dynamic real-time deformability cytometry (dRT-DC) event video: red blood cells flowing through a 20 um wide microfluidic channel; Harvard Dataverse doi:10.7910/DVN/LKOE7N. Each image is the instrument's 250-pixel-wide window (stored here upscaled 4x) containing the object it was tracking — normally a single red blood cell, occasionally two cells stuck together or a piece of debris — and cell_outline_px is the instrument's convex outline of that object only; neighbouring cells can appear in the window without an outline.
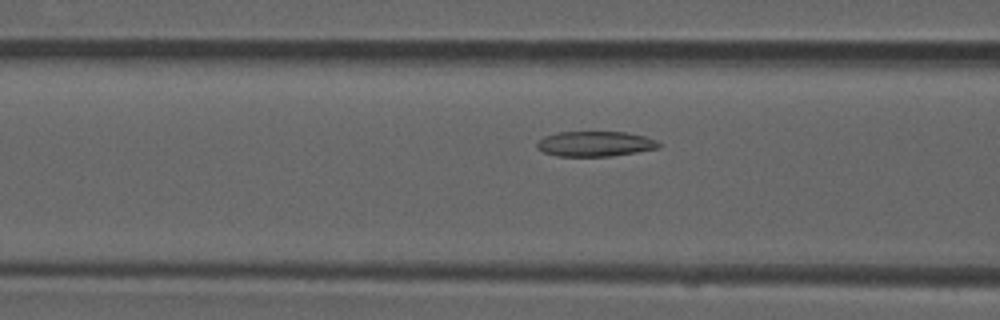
{"species": "common noctule bat (a hibernating species)", "species_latin": "Nyctalus noctula", "temperature_condition": "room temperature", "stored_images_in_passage": 46, "camera_frame_rate_fps": 3000, "um_per_image_px": 0.085, "animal": {"sex": "male", "forearm_length_mm": 52.5}, "frame": {"image": 1, "passage_image": 14, "time_ms": 4.333, "image_size_px": [1000, 320], "cell_outline_px": [[660, 148], [612, 156], [556, 156], [544, 152], [536, 148], [536, 144], [544, 136], [560, 132], [624, 132], [644, 136], [656, 140], [660, 144]], "centroid_in_image_um": [50.58, 12.23], "position_along_channel_um": 116.0, "area_um2": 17.8}}
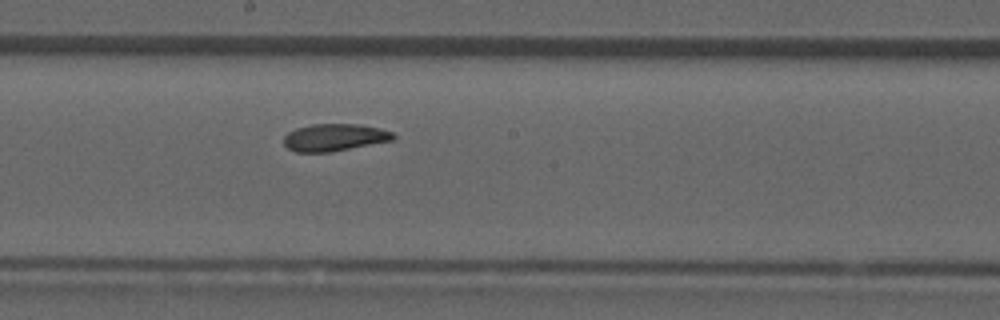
{"frame": {"image": 2, "passage_image": 22, "time_ms": 7.0, "image_size_px": [1000, 320], "cell_outline_px": [[396, 136], [392, 140], [332, 152], [296, 152], [288, 148], [284, 144], [284, 136], [288, 132], [296, 128], [312, 124], [356, 124], [380, 128], [392, 132]], "centroid_in_image_um": [28.41, 11.68], "position_along_channel_um": 219.8, "area_um2": 17.34}}
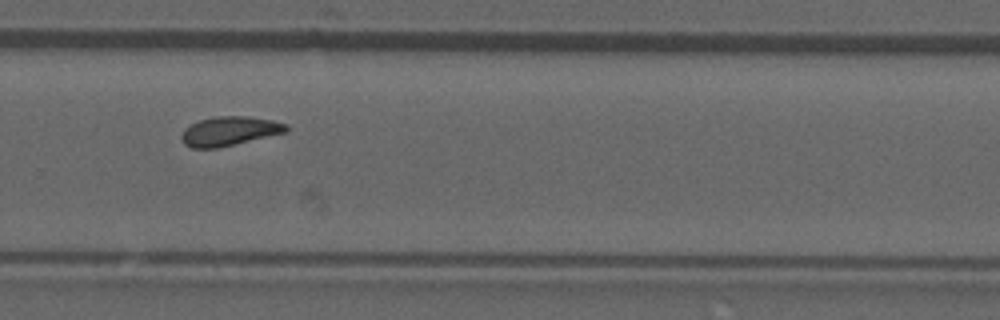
{"frame": {"image": 3, "passage_image": 29, "time_ms": 9.333, "image_size_px": [1000, 320], "cell_outline_px": [[288, 132], [216, 148], [192, 148], [184, 144], [180, 136], [184, 128], [200, 120], [216, 116], [244, 116], [272, 120], [284, 124], [288, 128]], "centroid_in_image_um": [19.47, 11.15], "position_along_channel_um": 310.3, "area_um2": 17.63}, "authors_computed_cell_mechanics": {"area_um2": 17.7446, "velocity_mm_per_s": 3.8977, "shape_relaxation_time_tau1_ms": null, "shape_relaxation_time_tau2_ms": 6.3247, "deformation_change_tau1": null, "deformation_change_tau2": 0.1287}}